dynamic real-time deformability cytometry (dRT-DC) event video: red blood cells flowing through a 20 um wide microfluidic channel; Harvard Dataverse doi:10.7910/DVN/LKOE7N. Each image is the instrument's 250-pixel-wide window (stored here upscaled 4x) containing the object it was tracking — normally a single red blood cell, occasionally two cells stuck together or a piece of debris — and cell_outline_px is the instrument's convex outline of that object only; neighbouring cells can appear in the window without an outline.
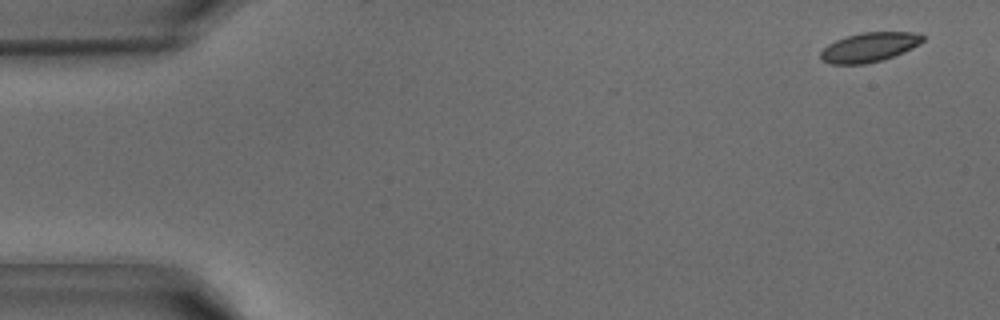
{"species": "common noctule bat (a hibernating species)", "species_latin": "Nyctalus noctula", "temperature_condition": "warm", "stored_images_in_passage": 42, "camera_frame_rate_fps": 3000, "um_per_image_px": 0.085, "animal": {"sex": "male", "body_mass_g": 15.6}, "frame": {"image": 1, "passage_image": 2, "time_ms": 0.333, "image_size_px": [1000, 320], "cell_outline_px": [[924, 40], [912, 48], [904, 52], [880, 60], [864, 64], [832, 64], [824, 60], [820, 56], [820, 52], [828, 44], [836, 40], [860, 32], [912, 32], [924, 36]], "centroid_in_image_um": [73.88, 4.0], "position_along_channel_um": 11.1, "area_um2": 17.22}}
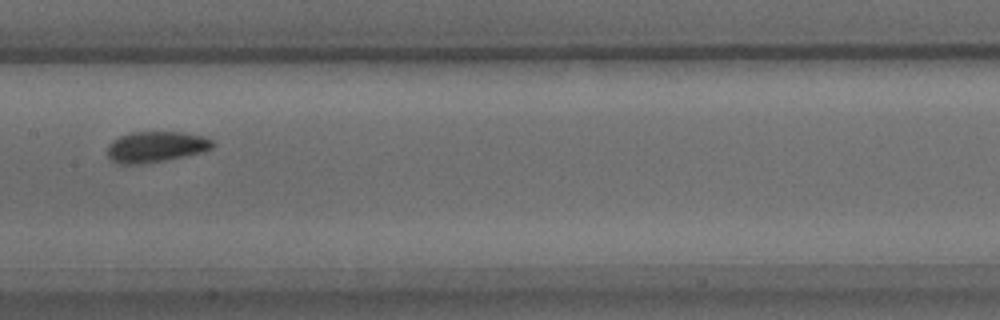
{"frame": {"image": 2, "passage_image": 21, "time_ms": 6.667, "image_size_px": [1000, 320], "cell_outline_px": [[216, 144], [212, 148], [204, 152], [164, 160], [140, 164], [120, 164], [112, 160], [108, 156], [108, 144], [112, 140], [120, 136], [132, 132], [180, 132], [204, 136], [212, 140]], "centroid_in_image_um": [13.27, 12.47], "position_along_channel_um": 194.1, "area_um2": 18.9}}
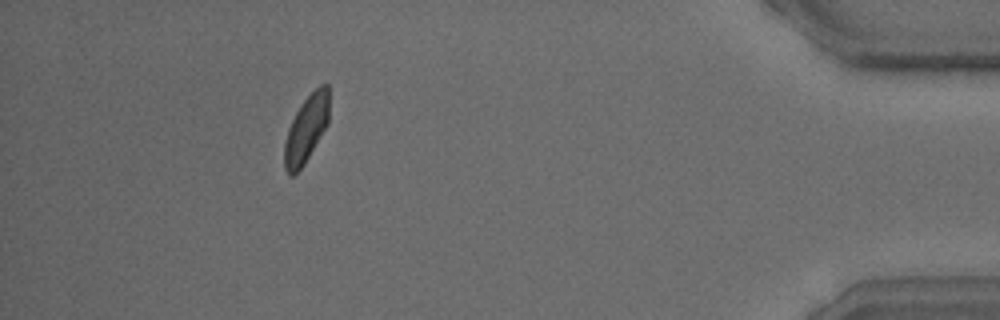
{"frame": {"image": 3, "passage_image": 38, "time_ms": 12.333, "image_size_px": [1000, 320], "cell_outline_px": [[328, 124], [304, 164], [292, 176], [288, 176], [284, 168], [284, 144], [288, 128], [300, 104], [320, 84], [328, 84]], "centroid_in_image_um": [26.01, 10.98], "position_along_channel_um": 409.2, "area_um2": 17.34}}